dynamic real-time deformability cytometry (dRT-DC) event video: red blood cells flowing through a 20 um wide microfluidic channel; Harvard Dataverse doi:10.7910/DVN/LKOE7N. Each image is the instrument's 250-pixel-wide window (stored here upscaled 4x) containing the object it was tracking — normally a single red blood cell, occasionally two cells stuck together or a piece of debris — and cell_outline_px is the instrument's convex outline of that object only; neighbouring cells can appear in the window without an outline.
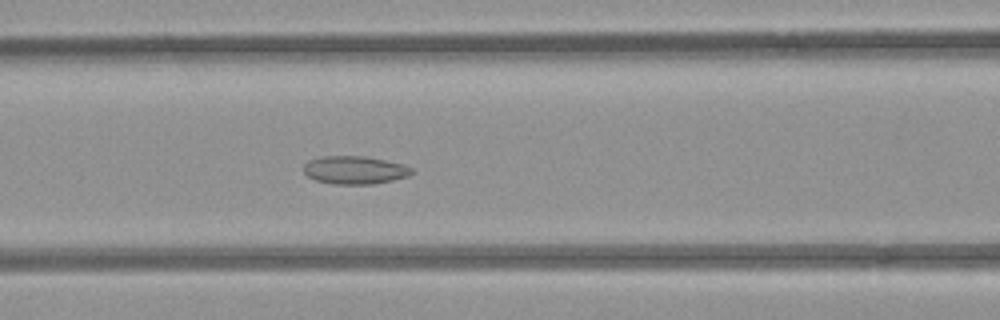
{"species": "common noctule bat (a hibernating species)", "species_latin": "Nyctalus noctula", "temperature_condition": "room temperature", "stored_images_in_passage": 53, "camera_frame_rate_fps": 3000, "um_per_image_px": 0.085, "animal": {"sex": "female", "body_mass_g": 21.9}, "frame": {"image": 1, "passage_image": 22, "time_ms": 7.0, "image_size_px": [1000, 320], "cell_outline_px": [[416, 172], [408, 176], [392, 180], [372, 184], [332, 184], [316, 180], [308, 176], [304, 172], [304, 164], [308, 160], [320, 156], [364, 156], [404, 164], [412, 168]], "centroid_in_image_um": [30.16, 14.45], "position_along_channel_um": 136.4, "area_um2": 17.74}}
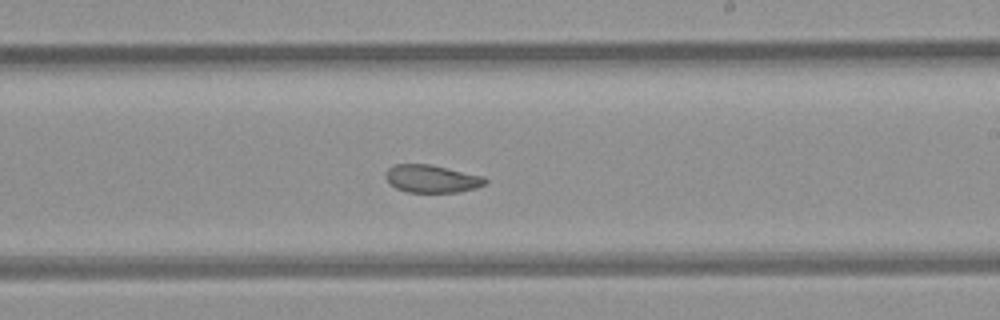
{"frame": {"image": 2, "passage_image": 31, "time_ms": 10.0, "image_size_px": [1000, 320], "cell_outline_px": [[488, 184], [476, 188], [460, 192], [408, 192], [396, 188], [388, 184], [384, 176], [384, 172], [392, 164], [432, 164], [484, 176], [488, 180]], "centroid_in_image_um": [36.69, 15.19], "position_along_channel_um": 252.3, "area_um2": 16.53}}
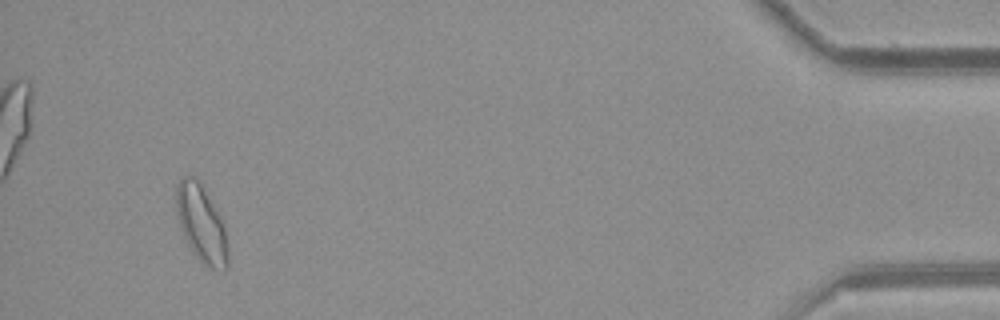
{"frame": {"image": 3, "passage_image": 50, "time_ms": 16.333, "image_size_px": [1000, 320], "cell_outline_px": [[228, 268], [224, 272], [212, 268], [204, 264], [196, 256], [188, 244], [180, 228], [176, 212], [176, 184], [180, 176], [192, 176], [200, 180], [220, 216], [224, 224], [228, 240]], "centroid_in_image_um": [17.13, 19.0], "position_along_channel_um": 418.1, "area_um2": 23.64}, "authors_computed_cell_mechanics": {"area_um2": 19.3052, "velocity_mm_per_s": 3.8724, "shape_relaxation_time_tau1_ms": null, "shape_relaxation_time_tau2_ms": 1.9464, "deformation_change_tau1": null, "deformation_change_tau2": 0.0683}}